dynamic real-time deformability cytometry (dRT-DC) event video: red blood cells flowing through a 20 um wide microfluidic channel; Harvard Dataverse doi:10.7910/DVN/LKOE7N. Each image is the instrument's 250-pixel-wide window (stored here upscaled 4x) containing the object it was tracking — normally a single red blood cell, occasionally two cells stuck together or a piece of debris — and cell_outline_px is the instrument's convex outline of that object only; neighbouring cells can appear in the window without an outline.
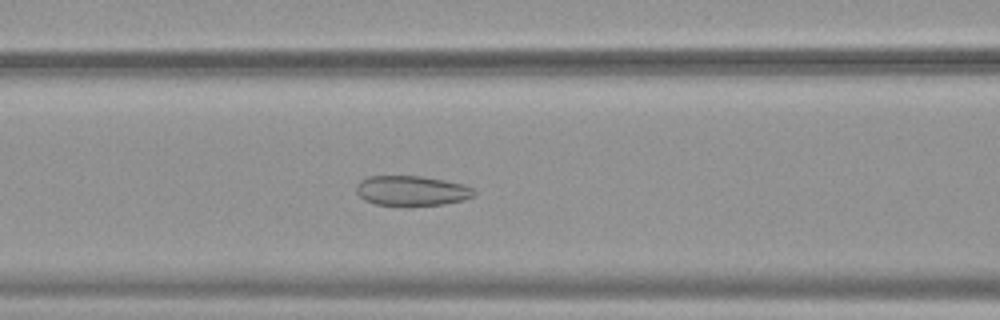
{"species": "common noctule bat (a hibernating species)", "species_latin": "Nyctalus noctula", "temperature_condition": "warm", "stored_images_in_passage": 53, "camera_frame_rate_fps": 3000, "um_per_image_px": 0.085, "animal": {"sex": "female", "body_mass_g": 19.9}, "frame": {"image": 1, "passage_image": 23, "time_ms": 7.333, "image_size_px": [1000, 320], "cell_outline_px": [[476, 196], [464, 200], [444, 204], [376, 204], [364, 200], [356, 192], [356, 184], [360, 180], [368, 176], [420, 176], [444, 180], [464, 184], [472, 188], [476, 192]], "centroid_in_image_um": [35.01, 16.19], "position_along_channel_um": 131.6, "area_um2": 20.35}}
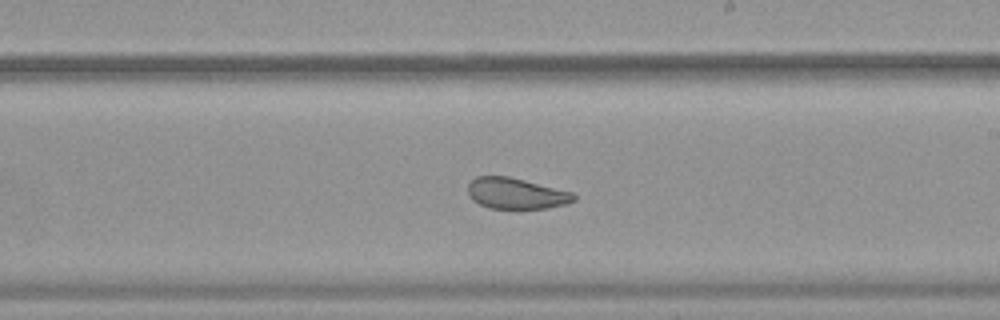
{"frame": {"image": 2, "passage_image": 32, "time_ms": 10.333, "image_size_px": [1000, 320], "cell_outline_px": [[576, 200], [568, 204], [548, 208], [488, 208], [472, 200], [468, 196], [468, 184], [476, 176], [508, 176], [572, 192], [576, 196]], "centroid_in_image_um": [43.86, 16.44], "position_along_channel_um": 245.1, "area_um2": 19.13}}
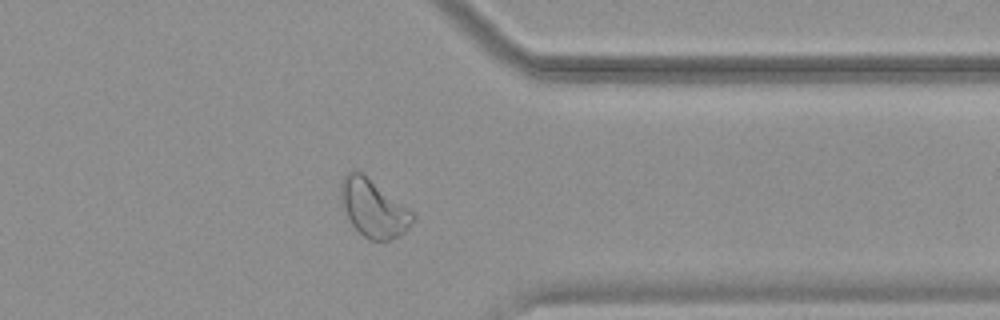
{"frame": {"image": 3, "passage_image": 43, "time_ms": 14.0, "image_size_px": [1000, 320], "cell_outline_px": [[416, 216], [408, 228], [400, 236], [388, 240], [372, 240], [364, 236], [352, 224], [340, 200], [340, 180], [348, 172], [356, 168], [408, 208]], "centroid_in_image_um": [31.72, 17.68], "position_along_channel_um": 379.7, "area_um2": 23.81}, "authors_computed_cell_mechanics": {"area_um2": 25.9522, "velocity_mm_per_s": 3.808, "shape_relaxation_time_tau1_ms": null, "shape_relaxation_time_tau2_ms": 1.3405, "deformation_change_tau1": null, "deformation_change_tau2": 0.0706}}